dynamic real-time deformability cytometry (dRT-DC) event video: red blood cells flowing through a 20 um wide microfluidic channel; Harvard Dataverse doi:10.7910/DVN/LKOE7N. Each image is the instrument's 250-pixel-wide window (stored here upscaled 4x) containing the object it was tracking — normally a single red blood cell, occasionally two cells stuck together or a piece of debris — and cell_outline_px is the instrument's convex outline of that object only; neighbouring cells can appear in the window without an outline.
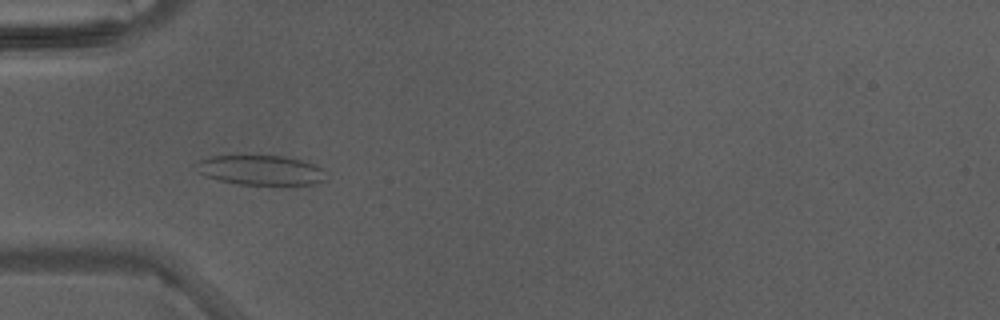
{"species": "Egyptian fruit bat (a non-hibernating species)", "species_latin": "Rousettus aegyptiacus", "temperature_condition": "warm", "stored_images_in_passage": 5, "camera_frame_rate_fps": 3000, "um_per_image_px": 0.085, "animal": {"sex": "male"}, "frame": {"image": 1, "passage_image": 4, "time_ms": 1.0, "image_size_px": [1000, 320], "cell_outline_px": [[324, 180], [312, 184], [284, 188], [236, 184], [220, 180], [196, 172], [196, 164], [200, 160], [212, 156], [284, 156], [304, 160], [320, 168]], "centroid_in_image_um": [22.17, 14.51], "position_along_channel_um": 62.8, "area_um2": 23.12}}